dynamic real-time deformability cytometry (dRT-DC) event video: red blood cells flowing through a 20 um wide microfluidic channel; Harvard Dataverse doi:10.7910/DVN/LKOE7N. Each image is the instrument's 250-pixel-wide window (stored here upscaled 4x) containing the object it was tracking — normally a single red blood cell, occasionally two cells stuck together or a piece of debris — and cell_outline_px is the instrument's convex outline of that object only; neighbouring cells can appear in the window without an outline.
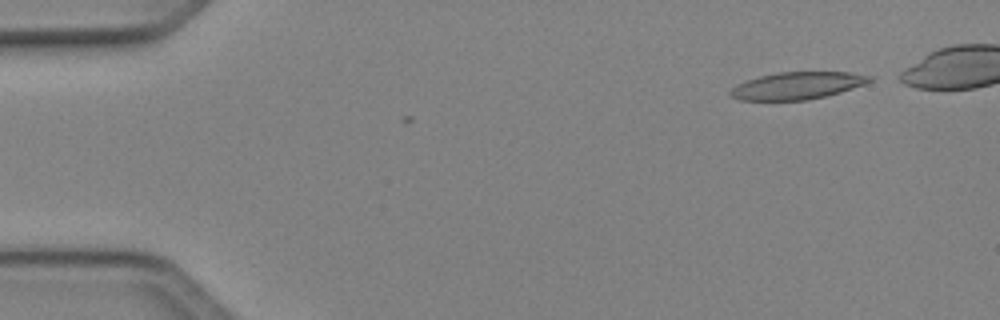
{"species": "Egyptian fruit bat (a non-hibernating species)", "species_latin": "Rousettus aegyptiacus", "temperature_condition": "cold", "stored_images_in_passage": 3, "camera_frame_rate_fps": 3000, "um_per_image_px": 0.085, "animal": {"sex": "female"}, "frame": {"image": 1, "passage_image": 3, "time_ms": 0.667, "image_size_px": [1000, 320], "cell_outline_px": [[872, 80], [864, 84], [840, 92], [808, 100], [740, 100], [728, 96], [728, 92], [736, 84], [760, 76], [776, 72], [848, 72], [872, 76]], "centroid_in_image_um": [67.72, 7.28], "position_along_channel_um": 17.3, "area_um2": 22.02}}